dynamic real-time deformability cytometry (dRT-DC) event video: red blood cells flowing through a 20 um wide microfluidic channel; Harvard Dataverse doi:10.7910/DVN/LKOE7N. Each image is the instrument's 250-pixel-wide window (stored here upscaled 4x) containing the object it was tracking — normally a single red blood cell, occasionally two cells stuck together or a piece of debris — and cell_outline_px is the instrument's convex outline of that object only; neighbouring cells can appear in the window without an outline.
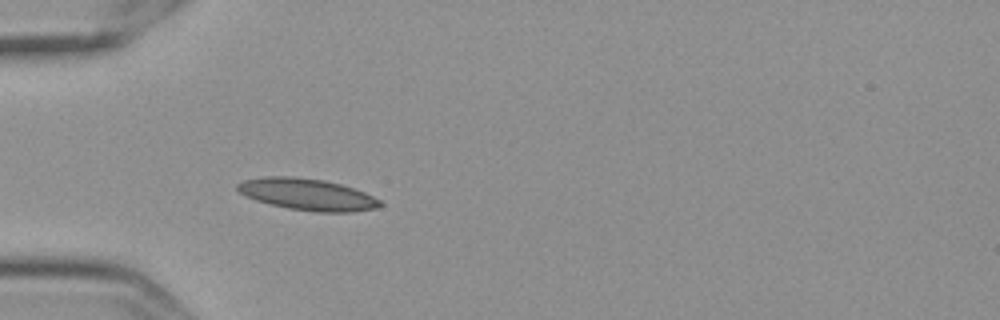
{"species": "Egyptian fruit bat (a non-hibernating species)", "species_latin": "Rousettus aegyptiacus", "temperature_condition": "cold", "stored_images_in_passage": 46, "camera_frame_rate_fps": 3000, "um_per_image_px": 0.085, "frame": {"image": 1, "passage_image": 6, "time_ms": 1.667, "image_size_px": [1000, 320], "cell_outline_px": [[384, 204], [376, 208], [352, 212], [316, 212], [288, 208], [256, 200], [244, 196], [236, 188], [236, 184], [244, 180], [264, 176], [292, 176], [324, 180], [340, 184], [364, 192], [380, 200]], "centroid_in_image_um": [26.11, 16.52], "position_along_channel_um": 58.9, "area_um2": 26.24}}
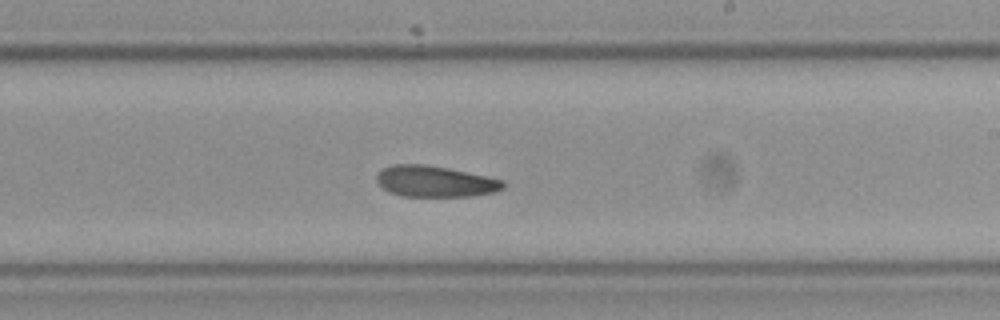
{"frame": {"image": 2, "passage_image": 23, "time_ms": 7.333, "image_size_px": [1000, 320], "cell_outline_px": [[504, 188], [496, 192], [472, 196], [400, 196], [388, 192], [376, 180], [376, 176], [384, 168], [392, 164], [424, 164], [448, 168], [504, 180]], "centroid_in_image_um": [36.98, 15.42], "position_along_channel_um": 252.0, "area_um2": 22.89}}
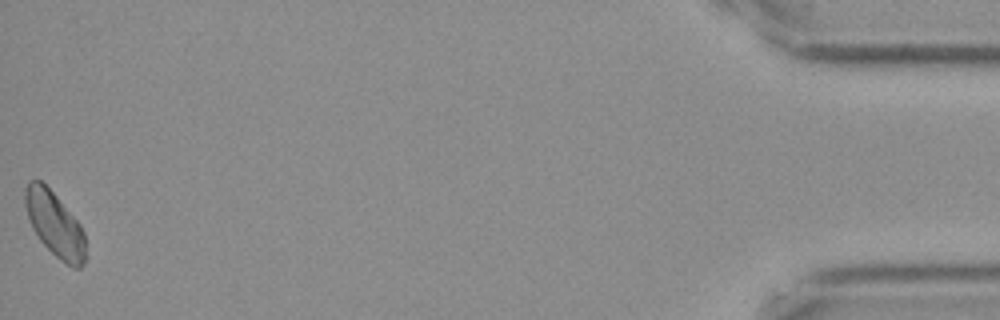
{"frame": {"image": 3, "passage_image": 46, "time_ms": 15.0, "image_size_px": [1000, 320], "cell_outline_px": [[84, 264], [80, 268], [72, 268], [60, 260], [40, 240], [32, 228], [24, 204], [24, 188], [28, 180], [40, 180], [56, 196], [80, 224], [84, 232]], "centroid_in_image_um": [4.63, 19.05], "position_along_channel_um": 430.6, "area_um2": 22.54}, "authors_computed_cell_mechanics": {"area_um2": 23.4957, "velocity_mm_per_s": 3.5062, "shape_relaxation_time_tau1_ms": 11.2445, "shape_relaxation_time_tau2_ms": null, "deformation_change_tau1": 0.1812, "deformation_change_tau2": null}}